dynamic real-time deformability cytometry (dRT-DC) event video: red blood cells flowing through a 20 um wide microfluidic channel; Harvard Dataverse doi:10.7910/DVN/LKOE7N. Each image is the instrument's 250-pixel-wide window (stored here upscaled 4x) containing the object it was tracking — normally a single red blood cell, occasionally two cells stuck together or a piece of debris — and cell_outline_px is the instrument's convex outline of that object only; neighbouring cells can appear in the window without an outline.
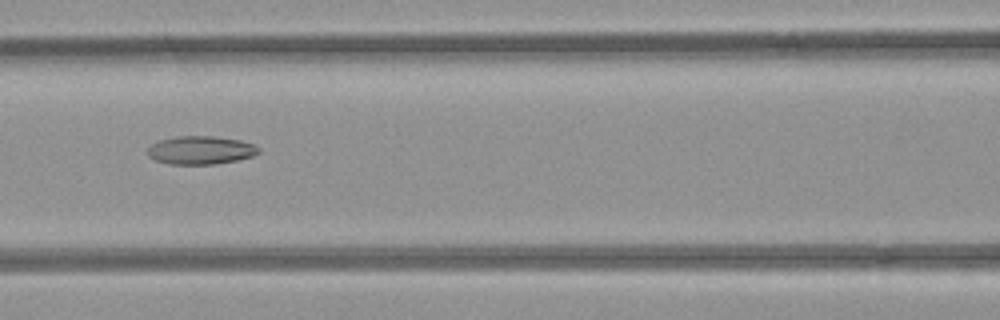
{"species": "common noctule bat (a hibernating species)", "species_latin": "Nyctalus noctula", "temperature_condition": "room temperature", "stored_images_in_passage": 30, "camera_frame_rate_fps": 3000, "um_per_image_px": 0.085, "animal": {"sex": "female", "body_mass_g": 21.9}, "frame": {"image": 1, "passage_image": 12, "time_ms": 3.667, "image_size_px": [1000, 320], "cell_outline_px": [[260, 152], [252, 156], [236, 160], [216, 164], [168, 164], [156, 160], [148, 156], [148, 148], [152, 144], [160, 140], [176, 136], [216, 136], [240, 140], [252, 144], [260, 148]], "centroid_in_image_um": [17.06, 12.76], "position_along_channel_um": 149.5, "area_um2": 18.26}}
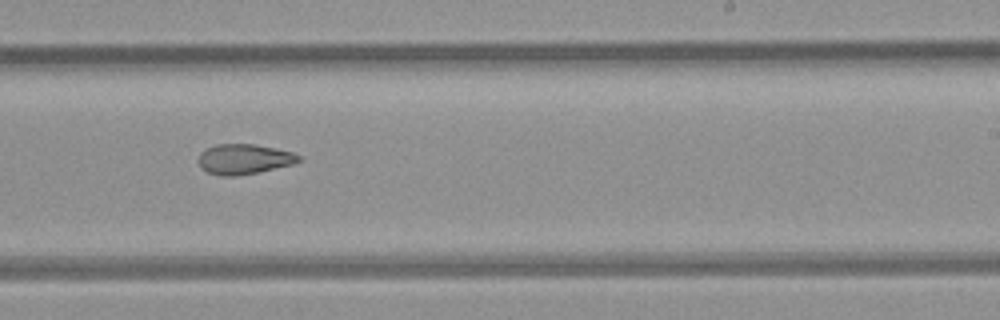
{"frame": {"image": 2, "passage_image": 21, "time_ms": 6.667, "image_size_px": [1000, 320], "cell_outline_px": [[304, 160], [292, 164], [260, 172], [236, 176], [220, 176], [208, 172], [200, 168], [196, 160], [200, 152], [216, 144], [256, 144], [292, 152], [300, 156]], "centroid_in_image_um": [20.72, 13.53], "position_along_channel_um": 268.3, "area_um2": 17.86}}
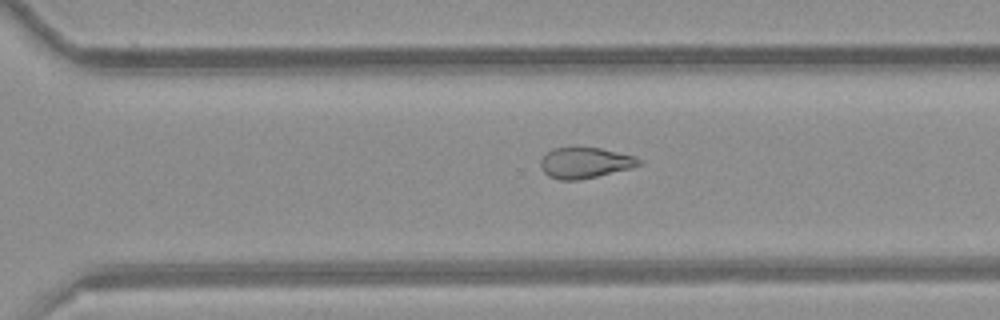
{"frame": {"image": 3, "passage_image": 25, "time_ms": 8.0, "image_size_px": [1000, 320], "cell_outline_px": [[640, 164], [628, 168], [580, 180], [560, 180], [548, 176], [540, 168], [540, 160], [552, 148], [600, 148], [636, 156], [640, 160]], "centroid_in_image_um": [49.68, 13.84], "position_along_channel_um": 320.9, "area_um2": 17.34}, "authors_computed_cell_mechanics": {"area_um2": 18.1492, "velocity_mm_per_s": 3.9675, "shape_relaxation_time_tau1_ms": null, "shape_relaxation_time_tau2_ms": 5.6928, "deformation_change_tau1": null, "deformation_change_tau2": 0.1446}}